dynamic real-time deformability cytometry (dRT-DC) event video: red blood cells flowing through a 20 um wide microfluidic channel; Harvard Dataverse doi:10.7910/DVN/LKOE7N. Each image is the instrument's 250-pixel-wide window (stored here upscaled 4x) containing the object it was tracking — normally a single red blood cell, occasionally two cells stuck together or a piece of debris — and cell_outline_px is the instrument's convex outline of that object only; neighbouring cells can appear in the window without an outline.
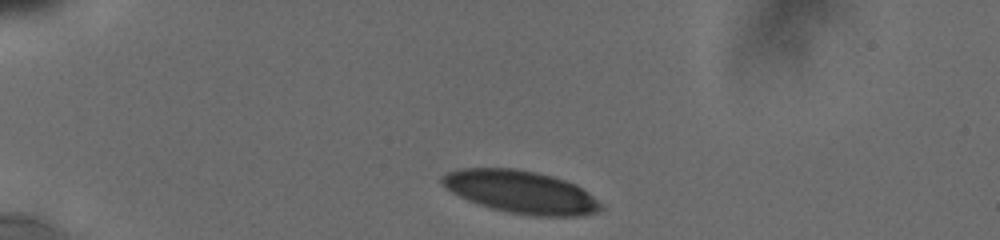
{"species": "human", "species_latin": "Homo sapiens", "temperature_condition": "cold", "stored_images_in_passage": 7, "camera_frame_rate_fps": 3000, "um_per_image_px": 0.085, "donor": {"sex": "male"}, "frame": {"image": 1, "passage_image": 1, "time_ms": 0.0, "image_size_px": [1000, 240], "cell_outline_px": [[604, 208], [600, 212], [584, 216], [532, 216], [508, 212], [492, 208], [468, 200], [452, 192], [440, 184], [440, 176], [448, 172], [460, 168], [512, 168], [536, 172], [552, 176], [576, 184], [588, 192], [604, 204]], "centroid_in_image_um": [44.32, 16.32], "position_along_channel_um": 40.7, "area_um2": 39.77}}